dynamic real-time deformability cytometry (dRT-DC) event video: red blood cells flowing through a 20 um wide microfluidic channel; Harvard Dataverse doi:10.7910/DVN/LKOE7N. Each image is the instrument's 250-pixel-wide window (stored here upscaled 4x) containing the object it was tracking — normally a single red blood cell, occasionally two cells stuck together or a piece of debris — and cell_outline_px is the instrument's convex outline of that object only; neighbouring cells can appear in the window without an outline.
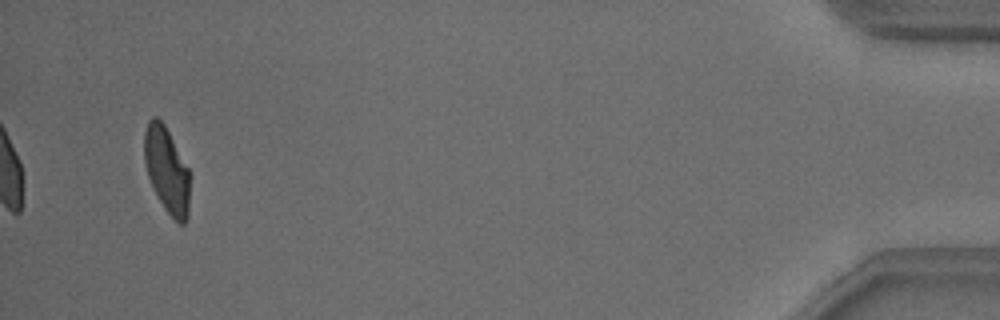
{"species": "common noctule bat (a hibernating species)", "species_latin": "Nyctalus noctula", "temperature_condition": "warm", "stored_images_in_passage": 41, "camera_frame_rate_fps": 3000, "um_per_image_px": 0.085, "animal": {"sex": "male", "body_mass_g": 18.8}, "frame": {"image": 1, "passage_image": 41, "time_ms": 13.333, "image_size_px": [1000, 320], "cell_outline_px": [[188, 216], [184, 224], [180, 224], [164, 208], [148, 176], [144, 160], [144, 132], [148, 120], [152, 116], [156, 116], [164, 124], [188, 168]], "centroid_in_image_um": [14.15, 14.41], "position_along_channel_um": 421.1, "area_um2": 22.2}, "authors_computed_cell_mechanics": {"area_um2": 23.8714, "velocity_mm_per_s": 3.8414, "shape_relaxation_time_tau1_ms": 3.9441, "shape_relaxation_time_tau2_ms": 1.0971, "deformation_change_tau1": 0.1561, "deformation_change_tau2": 0.08}}